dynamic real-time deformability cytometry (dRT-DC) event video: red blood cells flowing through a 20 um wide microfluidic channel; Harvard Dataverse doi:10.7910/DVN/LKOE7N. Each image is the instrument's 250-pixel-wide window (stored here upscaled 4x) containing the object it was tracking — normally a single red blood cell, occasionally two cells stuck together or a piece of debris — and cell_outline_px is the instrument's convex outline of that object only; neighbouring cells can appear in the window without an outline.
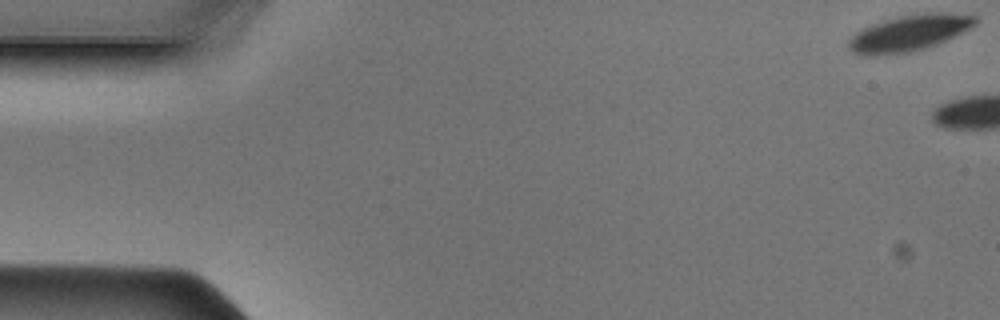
{"species": "Egyptian fruit bat (a non-hibernating species)", "species_latin": "Rousettus aegyptiacus", "temperature_condition": "cold", "stored_images_in_passage": 4, "camera_frame_rate_fps": 3000, "um_per_image_px": 0.085, "animal": {"sex": "male"}, "frame": {"image": 1, "passage_image": 1, "time_ms": 0.0, "image_size_px": [1000, 320], "cell_outline_px": [[980, 20], [972, 28], [936, 44], [924, 48], [908, 52], [876, 56], [872, 56], [852, 52], [848, 48], [848, 40], [856, 32], [872, 24], [884, 20], [900, 16], [924, 12], [948, 12], [976, 16]], "centroid_in_image_um": [77.31, 2.79], "position_along_channel_um": 7.7, "area_um2": 26.7}}